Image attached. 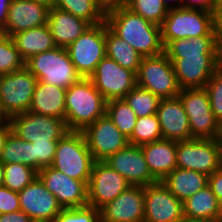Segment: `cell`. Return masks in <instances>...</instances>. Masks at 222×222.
I'll return each mask as SVG.
<instances>
[{
    "mask_svg": "<svg viewBox=\"0 0 222 222\" xmlns=\"http://www.w3.org/2000/svg\"><path fill=\"white\" fill-rule=\"evenodd\" d=\"M216 140L222 145V121L219 122V129Z\"/></svg>",
    "mask_w": 222,
    "mask_h": 222,
    "instance_id": "f5cc1de1",
    "label": "cell"
},
{
    "mask_svg": "<svg viewBox=\"0 0 222 222\" xmlns=\"http://www.w3.org/2000/svg\"><path fill=\"white\" fill-rule=\"evenodd\" d=\"M94 162L83 133L69 131L58 141L51 167L88 185Z\"/></svg>",
    "mask_w": 222,
    "mask_h": 222,
    "instance_id": "5b68a950",
    "label": "cell"
},
{
    "mask_svg": "<svg viewBox=\"0 0 222 222\" xmlns=\"http://www.w3.org/2000/svg\"><path fill=\"white\" fill-rule=\"evenodd\" d=\"M11 131L12 128L10 123L5 128L0 129V157L4 148L5 140Z\"/></svg>",
    "mask_w": 222,
    "mask_h": 222,
    "instance_id": "c3c4849f",
    "label": "cell"
},
{
    "mask_svg": "<svg viewBox=\"0 0 222 222\" xmlns=\"http://www.w3.org/2000/svg\"><path fill=\"white\" fill-rule=\"evenodd\" d=\"M215 13H216V27L220 39V44L222 47V0H218L217 10Z\"/></svg>",
    "mask_w": 222,
    "mask_h": 222,
    "instance_id": "7dc6e473",
    "label": "cell"
},
{
    "mask_svg": "<svg viewBox=\"0 0 222 222\" xmlns=\"http://www.w3.org/2000/svg\"><path fill=\"white\" fill-rule=\"evenodd\" d=\"M124 99L135 112L137 118L156 114L161 100L159 96L137 85Z\"/></svg>",
    "mask_w": 222,
    "mask_h": 222,
    "instance_id": "836d02e7",
    "label": "cell"
},
{
    "mask_svg": "<svg viewBox=\"0 0 222 222\" xmlns=\"http://www.w3.org/2000/svg\"><path fill=\"white\" fill-rule=\"evenodd\" d=\"M0 222H34L28 215L24 212L15 211L11 213L0 214Z\"/></svg>",
    "mask_w": 222,
    "mask_h": 222,
    "instance_id": "f6af8a7d",
    "label": "cell"
},
{
    "mask_svg": "<svg viewBox=\"0 0 222 222\" xmlns=\"http://www.w3.org/2000/svg\"><path fill=\"white\" fill-rule=\"evenodd\" d=\"M10 123V117L0 107V129L5 128Z\"/></svg>",
    "mask_w": 222,
    "mask_h": 222,
    "instance_id": "681fc988",
    "label": "cell"
},
{
    "mask_svg": "<svg viewBox=\"0 0 222 222\" xmlns=\"http://www.w3.org/2000/svg\"><path fill=\"white\" fill-rule=\"evenodd\" d=\"M217 2L218 0H181V7L216 12Z\"/></svg>",
    "mask_w": 222,
    "mask_h": 222,
    "instance_id": "b9f144b4",
    "label": "cell"
},
{
    "mask_svg": "<svg viewBox=\"0 0 222 222\" xmlns=\"http://www.w3.org/2000/svg\"><path fill=\"white\" fill-rule=\"evenodd\" d=\"M106 114L122 134L132 135L137 116L124 98L107 101Z\"/></svg>",
    "mask_w": 222,
    "mask_h": 222,
    "instance_id": "1f68e13d",
    "label": "cell"
},
{
    "mask_svg": "<svg viewBox=\"0 0 222 222\" xmlns=\"http://www.w3.org/2000/svg\"><path fill=\"white\" fill-rule=\"evenodd\" d=\"M178 96L188 116L192 138L216 139L219 122L205 88L182 89Z\"/></svg>",
    "mask_w": 222,
    "mask_h": 222,
    "instance_id": "8fae6325",
    "label": "cell"
},
{
    "mask_svg": "<svg viewBox=\"0 0 222 222\" xmlns=\"http://www.w3.org/2000/svg\"><path fill=\"white\" fill-rule=\"evenodd\" d=\"M107 100L89 78H81L66 89L65 123L69 131L82 132L106 114Z\"/></svg>",
    "mask_w": 222,
    "mask_h": 222,
    "instance_id": "3957f363",
    "label": "cell"
},
{
    "mask_svg": "<svg viewBox=\"0 0 222 222\" xmlns=\"http://www.w3.org/2000/svg\"><path fill=\"white\" fill-rule=\"evenodd\" d=\"M52 6L84 19L91 25L104 22L106 17L99 9L97 0H53Z\"/></svg>",
    "mask_w": 222,
    "mask_h": 222,
    "instance_id": "4dcf8cb0",
    "label": "cell"
},
{
    "mask_svg": "<svg viewBox=\"0 0 222 222\" xmlns=\"http://www.w3.org/2000/svg\"><path fill=\"white\" fill-rule=\"evenodd\" d=\"M208 186L222 206V166L209 176Z\"/></svg>",
    "mask_w": 222,
    "mask_h": 222,
    "instance_id": "7bdbcfd3",
    "label": "cell"
},
{
    "mask_svg": "<svg viewBox=\"0 0 222 222\" xmlns=\"http://www.w3.org/2000/svg\"><path fill=\"white\" fill-rule=\"evenodd\" d=\"M128 139L131 145L137 146L161 140L162 133L157 114L137 118L132 135Z\"/></svg>",
    "mask_w": 222,
    "mask_h": 222,
    "instance_id": "d6a6232c",
    "label": "cell"
},
{
    "mask_svg": "<svg viewBox=\"0 0 222 222\" xmlns=\"http://www.w3.org/2000/svg\"><path fill=\"white\" fill-rule=\"evenodd\" d=\"M25 67L37 81L68 89L82 77L77 73L66 48L55 47L35 54L25 61Z\"/></svg>",
    "mask_w": 222,
    "mask_h": 222,
    "instance_id": "8992f818",
    "label": "cell"
},
{
    "mask_svg": "<svg viewBox=\"0 0 222 222\" xmlns=\"http://www.w3.org/2000/svg\"><path fill=\"white\" fill-rule=\"evenodd\" d=\"M209 176L204 173L175 168L161 182L179 200L184 202L208 185Z\"/></svg>",
    "mask_w": 222,
    "mask_h": 222,
    "instance_id": "484cf974",
    "label": "cell"
},
{
    "mask_svg": "<svg viewBox=\"0 0 222 222\" xmlns=\"http://www.w3.org/2000/svg\"><path fill=\"white\" fill-rule=\"evenodd\" d=\"M53 222H100L99 210L88 205L81 208H66Z\"/></svg>",
    "mask_w": 222,
    "mask_h": 222,
    "instance_id": "f35d334b",
    "label": "cell"
},
{
    "mask_svg": "<svg viewBox=\"0 0 222 222\" xmlns=\"http://www.w3.org/2000/svg\"><path fill=\"white\" fill-rule=\"evenodd\" d=\"M176 222H209L207 220L195 219L185 215H182Z\"/></svg>",
    "mask_w": 222,
    "mask_h": 222,
    "instance_id": "f907efd6",
    "label": "cell"
},
{
    "mask_svg": "<svg viewBox=\"0 0 222 222\" xmlns=\"http://www.w3.org/2000/svg\"><path fill=\"white\" fill-rule=\"evenodd\" d=\"M11 1L12 0H0V31L6 26Z\"/></svg>",
    "mask_w": 222,
    "mask_h": 222,
    "instance_id": "bcb514c9",
    "label": "cell"
},
{
    "mask_svg": "<svg viewBox=\"0 0 222 222\" xmlns=\"http://www.w3.org/2000/svg\"><path fill=\"white\" fill-rule=\"evenodd\" d=\"M183 215V202L157 181L144 187L143 222H176Z\"/></svg>",
    "mask_w": 222,
    "mask_h": 222,
    "instance_id": "e0dca14e",
    "label": "cell"
},
{
    "mask_svg": "<svg viewBox=\"0 0 222 222\" xmlns=\"http://www.w3.org/2000/svg\"><path fill=\"white\" fill-rule=\"evenodd\" d=\"M129 186L128 181L104 161H95L87 185L88 206L99 210Z\"/></svg>",
    "mask_w": 222,
    "mask_h": 222,
    "instance_id": "5bb4252c",
    "label": "cell"
},
{
    "mask_svg": "<svg viewBox=\"0 0 222 222\" xmlns=\"http://www.w3.org/2000/svg\"><path fill=\"white\" fill-rule=\"evenodd\" d=\"M127 8L158 26H161L169 10L162 0H130Z\"/></svg>",
    "mask_w": 222,
    "mask_h": 222,
    "instance_id": "8d00e7d4",
    "label": "cell"
},
{
    "mask_svg": "<svg viewBox=\"0 0 222 222\" xmlns=\"http://www.w3.org/2000/svg\"><path fill=\"white\" fill-rule=\"evenodd\" d=\"M171 1H172V3H176L177 1H179V2H177L176 4H171ZM162 2L166 5V7L168 8V9H171V8H179V7H181V0H162ZM178 4V5H177ZM172 5V6H171ZM175 5V6H174Z\"/></svg>",
    "mask_w": 222,
    "mask_h": 222,
    "instance_id": "816d5d0a",
    "label": "cell"
},
{
    "mask_svg": "<svg viewBox=\"0 0 222 222\" xmlns=\"http://www.w3.org/2000/svg\"><path fill=\"white\" fill-rule=\"evenodd\" d=\"M18 194L21 211L34 222H53L63 210L56 197L46 189L39 177Z\"/></svg>",
    "mask_w": 222,
    "mask_h": 222,
    "instance_id": "ac0fdd59",
    "label": "cell"
},
{
    "mask_svg": "<svg viewBox=\"0 0 222 222\" xmlns=\"http://www.w3.org/2000/svg\"><path fill=\"white\" fill-rule=\"evenodd\" d=\"M156 114L162 139L176 142L193 139L189 119L179 96L161 99Z\"/></svg>",
    "mask_w": 222,
    "mask_h": 222,
    "instance_id": "7402d4cb",
    "label": "cell"
},
{
    "mask_svg": "<svg viewBox=\"0 0 222 222\" xmlns=\"http://www.w3.org/2000/svg\"><path fill=\"white\" fill-rule=\"evenodd\" d=\"M3 181H4V168L3 164L0 161V186H3Z\"/></svg>",
    "mask_w": 222,
    "mask_h": 222,
    "instance_id": "db71d44e",
    "label": "cell"
},
{
    "mask_svg": "<svg viewBox=\"0 0 222 222\" xmlns=\"http://www.w3.org/2000/svg\"><path fill=\"white\" fill-rule=\"evenodd\" d=\"M151 175L162 181L177 168V142L161 139L141 145Z\"/></svg>",
    "mask_w": 222,
    "mask_h": 222,
    "instance_id": "603a6c76",
    "label": "cell"
},
{
    "mask_svg": "<svg viewBox=\"0 0 222 222\" xmlns=\"http://www.w3.org/2000/svg\"><path fill=\"white\" fill-rule=\"evenodd\" d=\"M106 56L116 61L123 68L138 73L143 56L128 42L117 36L105 21Z\"/></svg>",
    "mask_w": 222,
    "mask_h": 222,
    "instance_id": "f1b7e54d",
    "label": "cell"
},
{
    "mask_svg": "<svg viewBox=\"0 0 222 222\" xmlns=\"http://www.w3.org/2000/svg\"><path fill=\"white\" fill-rule=\"evenodd\" d=\"M19 194L5 186H0V214L20 211Z\"/></svg>",
    "mask_w": 222,
    "mask_h": 222,
    "instance_id": "60d3db41",
    "label": "cell"
},
{
    "mask_svg": "<svg viewBox=\"0 0 222 222\" xmlns=\"http://www.w3.org/2000/svg\"><path fill=\"white\" fill-rule=\"evenodd\" d=\"M183 215L209 222H222V206L207 185L183 202Z\"/></svg>",
    "mask_w": 222,
    "mask_h": 222,
    "instance_id": "4316f807",
    "label": "cell"
},
{
    "mask_svg": "<svg viewBox=\"0 0 222 222\" xmlns=\"http://www.w3.org/2000/svg\"><path fill=\"white\" fill-rule=\"evenodd\" d=\"M37 78L26 67L2 75L0 107L11 118L29 111Z\"/></svg>",
    "mask_w": 222,
    "mask_h": 222,
    "instance_id": "7c38bea8",
    "label": "cell"
},
{
    "mask_svg": "<svg viewBox=\"0 0 222 222\" xmlns=\"http://www.w3.org/2000/svg\"><path fill=\"white\" fill-rule=\"evenodd\" d=\"M33 145V169L39 172L42 168L52 166L58 142H35Z\"/></svg>",
    "mask_w": 222,
    "mask_h": 222,
    "instance_id": "ab89813d",
    "label": "cell"
},
{
    "mask_svg": "<svg viewBox=\"0 0 222 222\" xmlns=\"http://www.w3.org/2000/svg\"><path fill=\"white\" fill-rule=\"evenodd\" d=\"M32 1H37V2H41V3H46V4H49L50 6L53 5V0H32Z\"/></svg>",
    "mask_w": 222,
    "mask_h": 222,
    "instance_id": "11a10c76",
    "label": "cell"
},
{
    "mask_svg": "<svg viewBox=\"0 0 222 222\" xmlns=\"http://www.w3.org/2000/svg\"><path fill=\"white\" fill-rule=\"evenodd\" d=\"M129 2L130 0H97L98 7L105 16L112 11L127 8Z\"/></svg>",
    "mask_w": 222,
    "mask_h": 222,
    "instance_id": "ee69618b",
    "label": "cell"
},
{
    "mask_svg": "<svg viewBox=\"0 0 222 222\" xmlns=\"http://www.w3.org/2000/svg\"><path fill=\"white\" fill-rule=\"evenodd\" d=\"M211 109L218 122L222 121V66L211 76L204 87Z\"/></svg>",
    "mask_w": 222,
    "mask_h": 222,
    "instance_id": "74e56055",
    "label": "cell"
},
{
    "mask_svg": "<svg viewBox=\"0 0 222 222\" xmlns=\"http://www.w3.org/2000/svg\"><path fill=\"white\" fill-rule=\"evenodd\" d=\"M180 89L204 88L222 66L219 35L178 39L164 46Z\"/></svg>",
    "mask_w": 222,
    "mask_h": 222,
    "instance_id": "6da1fadb",
    "label": "cell"
},
{
    "mask_svg": "<svg viewBox=\"0 0 222 222\" xmlns=\"http://www.w3.org/2000/svg\"><path fill=\"white\" fill-rule=\"evenodd\" d=\"M65 96V88L37 81L29 111L64 119Z\"/></svg>",
    "mask_w": 222,
    "mask_h": 222,
    "instance_id": "d4e9b609",
    "label": "cell"
},
{
    "mask_svg": "<svg viewBox=\"0 0 222 222\" xmlns=\"http://www.w3.org/2000/svg\"><path fill=\"white\" fill-rule=\"evenodd\" d=\"M3 186L12 191H22L27 185L38 177V172L33 168L18 163L3 164Z\"/></svg>",
    "mask_w": 222,
    "mask_h": 222,
    "instance_id": "e575fe53",
    "label": "cell"
},
{
    "mask_svg": "<svg viewBox=\"0 0 222 222\" xmlns=\"http://www.w3.org/2000/svg\"><path fill=\"white\" fill-rule=\"evenodd\" d=\"M66 49L77 73L82 78H89L106 56L105 21L91 25Z\"/></svg>",
    "mask_w": 222,
    "mask_h": 222,
    "instance_id": "ba28073f",
    "label": "cell"
},
{
    "mask_svg": "<svg viewBox=\"0 0 222 222\" xmlns=\"http://www.w3.org/2000/svg\"><path fill=\"white\" fill-rule=\"evenodd\" d=\"M82 133L95 161H104L130 144L129 139L119 131L107 114L86 127Z\"/></svg>",
    "mask_w": 222,
    "mask_h": 222,
    "instance_id": "9a60e30c",
    "label": "cell"
},
{
    "mask_svg": "<svg viewBox=\"0 0 222 222\" xmlns=\"http://www.w3.org/2000/svg\"><path fill=\"white\" fill-rule=\"evenodd\" d=\"M177 167L212 175L222 166V145L216 139L177 142Z\"/></svg>",
    "mask_w": 222,
    "mask_h": 222,
    "instance_id": "9c48e42d",
    "label": "cell"
},
{
    "mask_svg": "<svg viewBox=\"0 0 222 222\" xmlns=\"http://www.w3.org/2000/svg\"><path fill=\"white\" fill-rule=\"evenodd\" d=\"M160 27L163 46L173 40L218 35L216 13L203 9L171 8Z\"/></svg>",
    "mask_w": 222,
    "mask_h": 222,
    "instance_id": "277c9868",
    "label": "cell"
},
{
    "mask_svg": "<svg viewBox=\"0 0 222 222\" xmlns=\"http://www.w3.org/2000/svg\"><path fill=\"white\" fill-rule=\"evenodd\" d=\"M100 222H143L144 187L129 186L112 202L99 209Z\"/></svg>",
    "mask_w": 222,
    "mask_h": 222,
    "instance_id": "ffe728a7",
    "label": "cell"
},
{
    "mask_svg": "<svg viewBox=\"0 0 222 222\" xmlns=\"http://www.w3.org/2000/svg\"><path fill=\"white\" fill-rule=\"evenodd\" d=\"M50 5L32 0H12L6 26L2 34L13 36L27 29L44 26L48 22Z\"/></svg>",
    "mask_w": 222,
    "mask_h": 222,
    "instance_id": "44dd1931",
    "label": "cell"
},
{
    "mask_svg": "<svg viewBox=\"0 0 222 222\" xmlns=\"http://www.w3.org/2000/svg\"><path fill=\"white\" fill-rule=\"evenodd\" d=\"M10 124L15 135L31 143L58 142L69 132L64 119L30 111L12 116Z\"/></svg>",
    "mask_w": 222,
    "mask_h": 222,
    "instance_id": "30bf717a",
    "label": "cell"
},
{
    "mask_svg": "<svg viewBox=\"0 0 222 222\" xmlns=\"http://www.w3.org/2000/svg\"><path fill=\"white\" fill-rule=\"evenodd\" d=\"M108 27L122 40L129 43L143 57L164 52L161 27L145 20L129 8H121L105 17Z\"/></svg>",
    "mask_w": 222,
    "mask_h": 222,
    "instance_id": "7a4b0ae2",
    "label": "cell"
},
{
    "mask_svg": "<svg viewBox=\"0 0 222 222\" xmlns=\"http://www.w3.org/2000/svg\"><path fill=\"white\" fill-rule=\"evenodd\" d=\"M38 177L63 209L88 205V188L85 182L70 178L51 166L42 168Z\"/></svg>",
    "mask_w": 222,
    "mask_h": 222,
    "instance_id": "2e32d148",
    "label": "cell"
},
{
    "mask_svg": "<svg viewBox=\"0 0 222 222\" xmlns=\"http://www.w3.org/2000/svg\"><path fill=\"white\" fill-rule=\"evenodd\" d=\"M25 67L11 36L0 32V75L12 73Z\"/></svg>",
    "mask_w": 222,
    "mask_h": 222,
    "instance_id": "d590c367",
    "label": "cell"
},
{
    "mask_svg": "<svg viewBox=\"0 0 222 222\" xmlns=\"http://www.w3.org/2000/svg\"><path fill=\"white\" fill-rule=\"evenodd\" d=\"M104 162L123 176L132 186H147L157 182L147 167L141 146L129 144L108 156Z\"/></svg>",
    "mask_w": 222,
    "mask_h": 222,
    "instance_id": "d6986e66",
    "label": "cell"
},
{
    "mask_svg": "<svg viewBox=\"0 0 222 222\" xmlns=\"http://www.w3.org/2000/svg\"><path fill=\"white\" fill-rule=\"evenodd\" d=\"M12 39L25 61L35 54L57 47L48 24L14 34Z\"/></svg>",
    "mask_w": 222,
    "mask_h": 222,
    "instance_id": "83f0119b",
    "label": "cell"
},
{
    "mask_svg": "<svg viewBox=\"0 0 222 222\" xmlns=\"http://www.w3.org/2000/svg\"><path fill=\"white\" fill-rule=\"evenodd\" d=\"M89 79L107 101L124 98L137 85L134 71L107 56L98 63Z\"/></svg>",
    "mask_w": 222,
    "mask_h": 222,
    "instance_id": "4fadbf2b",
    "label": "cell"
},
{
    "mask_svg": "<svg viewBox=\"0 0 222 222\" xmlns=\"http://www.w3.org/2000/svg\"><path fill=\"white\" fill-rule=\"evenodd\" d=\"M136 77L137 86L149 90L161 99L176 97L181 91L173 64L164 52L143 57Z\"/></svg>",
    "mask_w": 222,
    "mask_h": 222,
    "instance_id": "52a82bcc",
    "label": "cell"
},
{
    "mask_svg": "<svg viewBox=\"0 0 222 222\" xmlns=\"http://www.w3.org/2000/svg\"><path fill=\"white\" fill-rule=\"evenodd\" d=\"M47 24L55 45L63 48H67L91 26L84 19L54 6L50 7Z\"/></svg>",
    "mask_w": 222,
    "mask_h": 222,
    "instance_id": "cb8c5ba5",
    "label": "cell"
},
{
    "mask_svg": "<svg viewBox=\"0 0 222 222\" xmlns=\"http://www.w3.org/2000/svg\"><path fill=\"white\" fill-rule=\"evenodd\" d=\"M0 161L2 164L18 163L33 168L32 143L20 139L11 131L5 140Z\"/></svg>",
    "mask_w": 222,
    "mask_h": 222,
    "instance_id": "f546056e",
    "label": "cell"
}]
</instances>
